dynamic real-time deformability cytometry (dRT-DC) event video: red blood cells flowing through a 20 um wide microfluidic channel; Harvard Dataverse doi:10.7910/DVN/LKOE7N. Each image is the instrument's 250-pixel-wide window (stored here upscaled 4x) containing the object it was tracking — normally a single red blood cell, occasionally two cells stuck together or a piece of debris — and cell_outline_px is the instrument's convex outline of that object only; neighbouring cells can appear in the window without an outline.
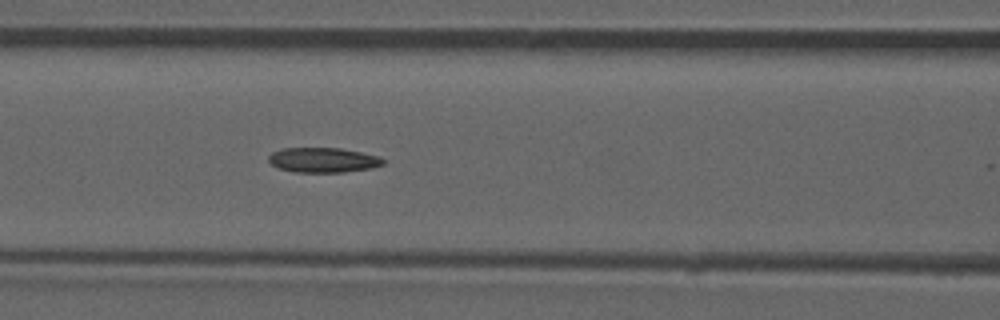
{"species": "common noctule bat (a hibernating species)", "species_latin": "Nyctalus noctula", "temperature_condition": "room temperature", "stored_images_in_passage": 40, "camera_frame_rate_fps": 3000, "um_per_image_px": 0.085, "animal": {"sex": "male", "forearm_length_mm": 52.5}, "frame": {"image": 1, "passage_image": 17, "time_ms": 5.333, "image_size_px": [1000, 320], "cell_outline_px": [[388, 160], [384, 164], [372, 168], [344, 172], [296, 172], [276, 168], [268, 160], [268, 156], [272, 152], [280, 148], [340, 148], [380, 156]], "centroid_in_image_um": [27.48, 13.6], "position_along_channel_um": 139.1, "area_um2": 16.82}, "authors_computed_cell_mechanics": {"area_um2": 17.0799, "velocity_mm_per_s": 3.8635, "shape_relaxation_time_tau1_ms": null, "shape_relaxation_time_tau2_ms": 8.5569, "deformation_change_tau1": null, "deformation_change_tau2": 0.1454}}